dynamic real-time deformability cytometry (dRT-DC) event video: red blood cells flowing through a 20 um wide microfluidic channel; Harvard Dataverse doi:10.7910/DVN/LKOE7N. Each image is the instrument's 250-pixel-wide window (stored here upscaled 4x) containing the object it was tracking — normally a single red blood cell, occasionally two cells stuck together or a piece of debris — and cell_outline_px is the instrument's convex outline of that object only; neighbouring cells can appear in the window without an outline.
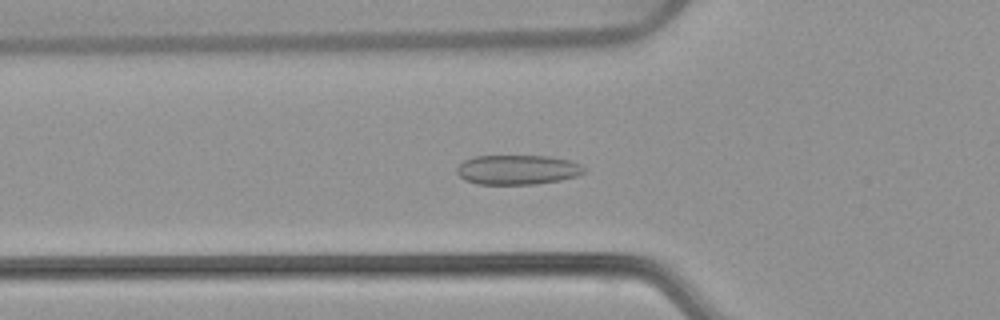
{"species": "common noctule bat (a hibernating species)", "species_latin": "Nyctalus noctula", "temperature_condition": "warm", "stored_images_in_passage": 53, "camera_frame_rate_fps": 3000, "um_per_image_px": 0.085, "animal": {"sex": "female", "body_mass_g": 22.7, "forearm_length_mm": 54.2}, "frame": {"image": 1, "passage_image": 18, "time_ms": 5.667, "image_size_px": [1000, 320], "cell_outline_px": [[584, 172], [576, 176], [560, 180], [532, 184], [476, 184], [464, 180], [456, 172], [456, 168], [464, 160], [476, 156], [548, 156], [568, 160], [580, 164], [584, 168]], "centroid_in_image_um": [43.95, 14.43], "position_along_channel_um": 81.9, "area_um2": 21.85}}
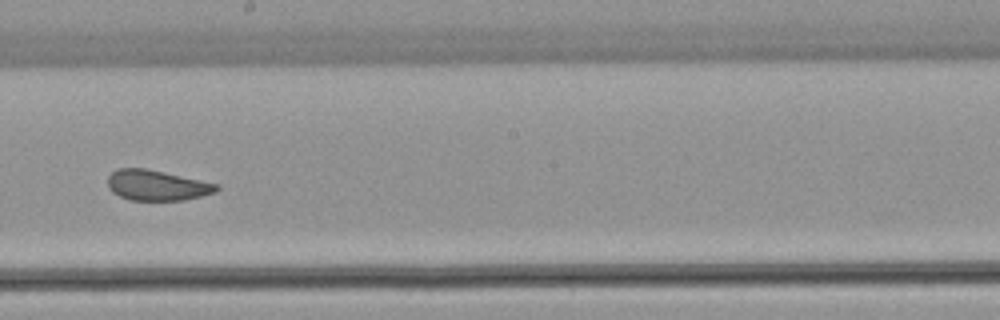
{"frame": {"image": 2, "passage_image": 30, "time_ms": 9.667, "image_size_px": [1000, 320], "cell_outline_px": [[220, 188], [216, 192], [184, 200], [132, 200], [120, 196], [112, 192], [108, 188], [108, 176], [112, 172], [120, 168], [148, 168], [220, 184]], "centroid_in_image_um": [13.36, 15.74], "position_along_channel_um": 234.8, "area_um2": 19.42}}
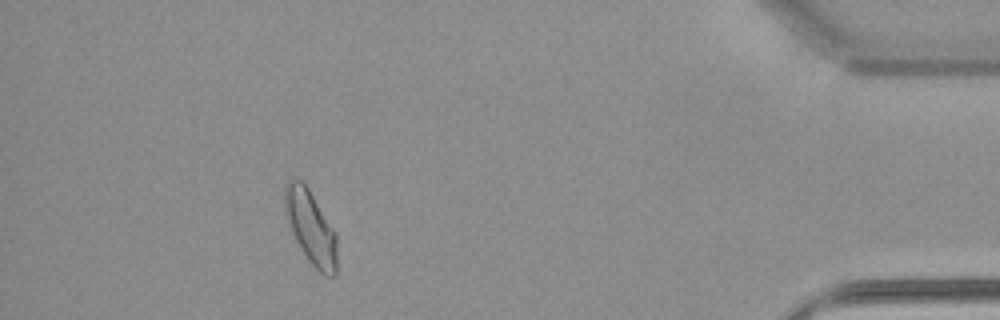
{"frame": {"image": 3, "passage_image": 48, "time_ms": 15.667, "image_size_px": [1000, 320], "cell_outline_px": [[336, 276], [324, 276], [308, 260], [296, 240], [292, 232], [284, 208], [284, 188], [288, 180], [300, 180], [308, 188], [336, 232]], "centroid_in_image_um": [26.42, 19.33], "position_along_channel_um": 408.8, "area_um2": 22.08}, "authors_computed_cell_mechanics": {"area_um2": 21.2126, "velocity_mm_per_s": 3.8187, "shape_relaxation_time_tau1_ms": null, "shape_relaxation_time_tau2_ms": 0.8947, "deformation_change_tau1": null, "deformation_change_tau2": 0.058}}